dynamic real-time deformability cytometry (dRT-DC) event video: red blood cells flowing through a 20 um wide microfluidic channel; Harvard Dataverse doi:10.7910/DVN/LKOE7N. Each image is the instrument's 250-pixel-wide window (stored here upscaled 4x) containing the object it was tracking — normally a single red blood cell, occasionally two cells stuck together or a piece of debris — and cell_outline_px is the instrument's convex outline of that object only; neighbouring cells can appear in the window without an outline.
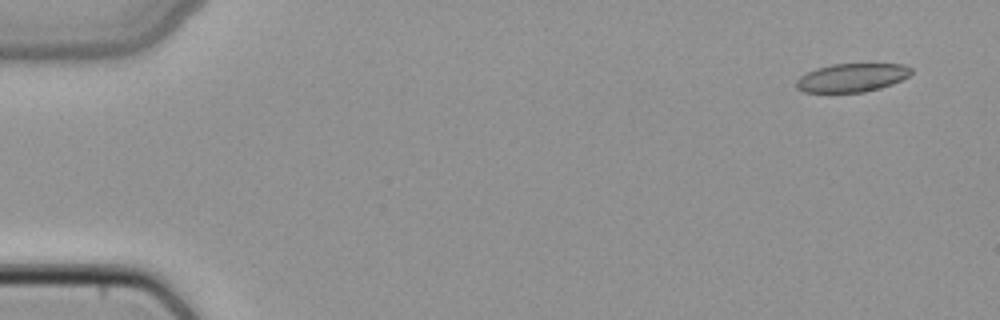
{"species": "common noctule bat (a hibernating species)", "species_latin": "Nyctalus noctula", "temperature_condition": "cold", "stored_images_in_passage": 5, "camera_frame_rate_fps": 3000, "um_per_image_px": 0.085, "animal": {"sex": "female", "body_mass_g": 22.7, "forearm_length_mm": 54.2}, "frame": {"image": 1, "passage_image": 1, "time_ms": 0.0, "image_size_px": [1000, 320], "cell_outline_px": [[912, 72], [908, 76], [892, 84], [880, 88], [864, 92], [804, 92], [796, 88], [796, 80], [800, 76], [816, 68], [832, 64], [904, 64], [912, 68]], "centroid_in_image_um": [72.4, 6.6], "position_along_channel_um": 12.6, "area_um2": 19.02}}
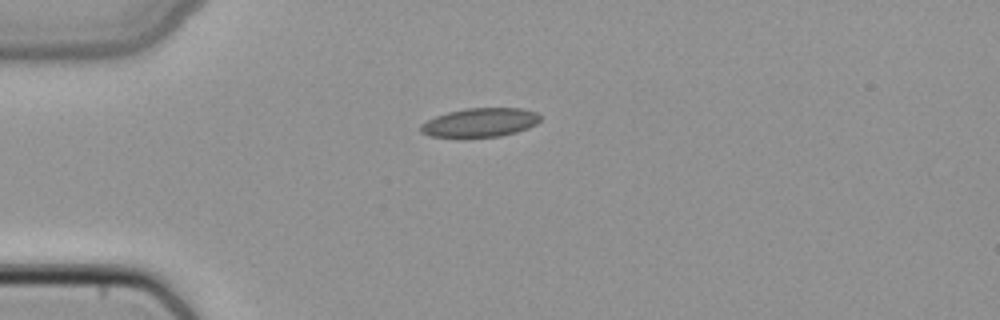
{"frame": {"image": 2, "passage_image": 4, "time_ms": 1.0, "image_size_px": [1000, 320], "cell_outline_px": [[540, 120], [536, 124], [528, 128], [516, 132], [500, 136], [460, 140], [428, 136], [420, 132], [420, 124], [436, 116], [448, 112], [464, 108], [524, 108], [536, 112], [540, 116]], "centroid_in_image_um": [40.74, 10.46], "position_along_channel_um": 44.3, "area_um2": 20.98}}
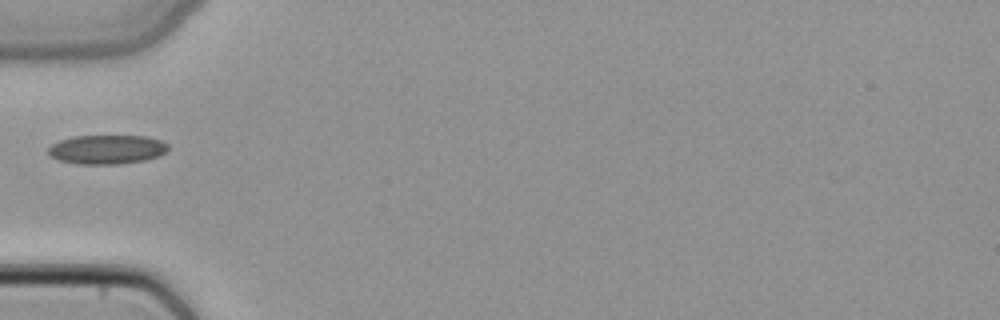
{"frame": {"image": 3, "passage_image": 5, "time_ms": 1.333, "image_size_px": [1000, 320], "cell_outline_px": [[168, 148], [160, 156], [144, 160], [120, 164], [76, 164], [60, 160], [48, 156], [48, 148], [52, 144], [60, 140], [72, 136], [148, 136], [160, 140], [168, 144]], "centroid_in_image_um": [9.07, 12.7], "position_along_channel_um": 75.9, "area_um2": 20.46}}